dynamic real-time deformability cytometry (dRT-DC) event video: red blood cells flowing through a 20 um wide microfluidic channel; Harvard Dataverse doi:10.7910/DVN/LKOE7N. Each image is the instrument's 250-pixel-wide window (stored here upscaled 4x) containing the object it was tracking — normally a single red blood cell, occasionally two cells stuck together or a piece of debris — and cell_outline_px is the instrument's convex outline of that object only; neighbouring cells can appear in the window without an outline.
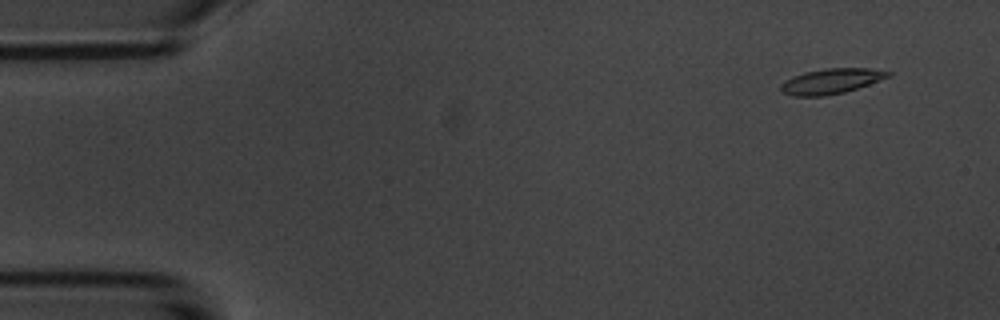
{"species": "common noctule bat (a hibernating species)", "species_latin": "Nyctalus noctula", "temperature_condition": "room temperature", "stored_images_in_passage": 15, "segment_of_instrument_passage": [1, 2], "camera_frame_rate_fps": 3000, "um_per_image_px": 0.085, "animal": {"sex": "male", "body_mass_g": 20.1, "forearm_length_mm": 53.5}, "frame": {"image": 1, "passage_image": 1, "time_ms": 0.0, "image_size_px": [1000, 320], "cell_outline_px": [[892, 76], [844, 92], [824, 96], [792, 96], [784, 92], [780, 88], [780, 84], [804, 72], [828, 68], [868, 68], [892, 72]], "centroid_in_image_um": [70.68, 6.9], "position_along_channel_um": 14.3, "area_um2": 15.49}}
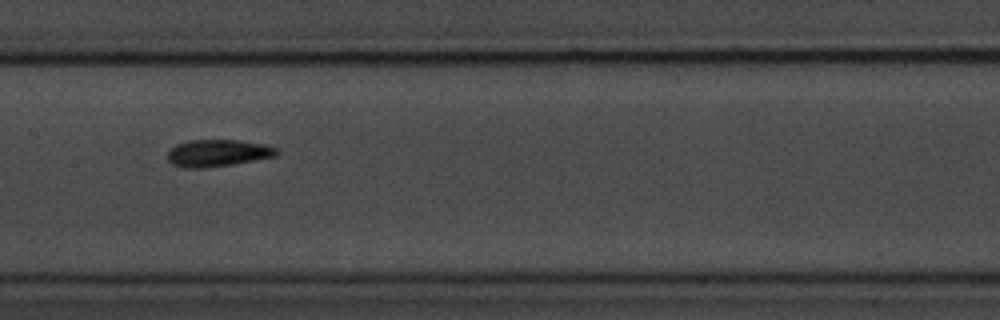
{"frame": {"image": 2, "passage_image": 7, "time_ms": 7.667, "image_size_px": [1000, 320], "cell_outline_px": [[280, 152], [276, 156], [232, 164], [204, 168], [184, 168], [172, 164], [168, 160], [168, 152], [176, 144], [188, 140], [240, 140], [264, 144], [276, 148]], "centroid_in_image_um": [18.5, 13.0], "position_along_channel_um": 188.9, "area_um2": 17.17}}
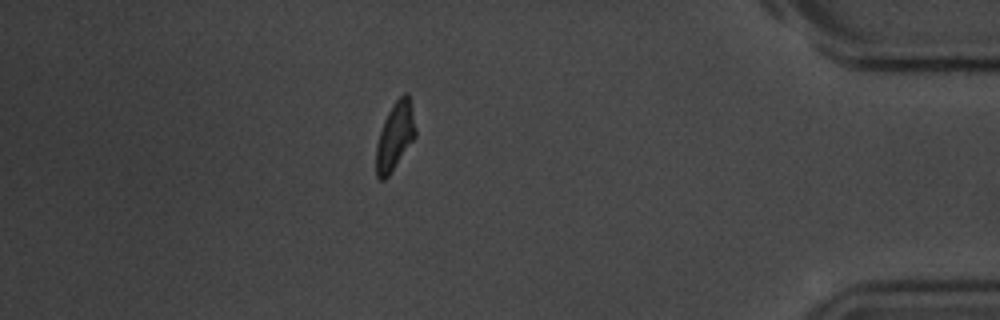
{"frame": {"image": 3, "passage_image": 13, "time_ms": 14.667, "image_size_px": [1000, 320], "cell_outline_px": [[416, 136], [388, 176], [384, 180], [380, 180], [376, 176], [376, 144], [384, 120], [388, 112], [396, 100], [404, 92], [408, 92], [412, 108], [416, 128]], "centroid_in_image_um": [33.57, 11.56], "position_along_channel_um": 401.6, "area_um2": 15.43}}